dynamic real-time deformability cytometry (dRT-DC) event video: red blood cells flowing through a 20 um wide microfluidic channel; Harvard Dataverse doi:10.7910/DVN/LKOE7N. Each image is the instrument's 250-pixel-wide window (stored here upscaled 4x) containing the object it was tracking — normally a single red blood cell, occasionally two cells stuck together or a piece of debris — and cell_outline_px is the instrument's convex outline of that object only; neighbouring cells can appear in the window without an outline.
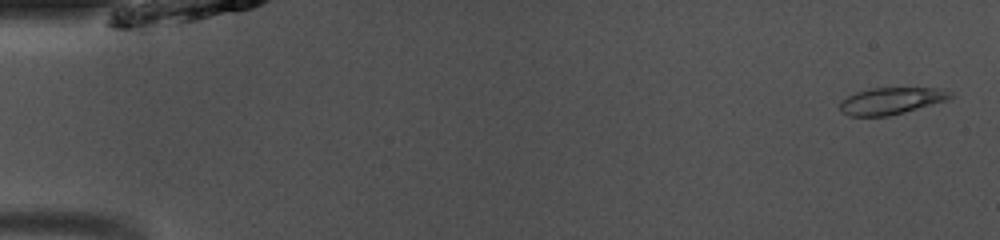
{"species": "common noctule bat (a hibernating species)", "species_latin": "Nyctalus noctula", "temperature_condition": "room temperature", "stored_images_in_passage": 49, "camera_frame_rate_fps": 3000, "um_per_image_px": 0.085, "animal": {"sex": "male", "body_mass_g": 13.0, "forearm_length_mm": 53.1}, "frame": {"image": 1, "passage_image": 2, "time_ms": 0.333, "image_size_px": [1000, 240], "cell_outline_px": [[952, 96], [944, 100], [904, 112], [888, 116], [848, 116], [840, 112], [840, 100], [856, 92], [872, 88], [944, 88], [952, 92]], "centroid_in_image_um": [75.69, 8.57], "position_along_channel_um": 9.3, "area_um2": 17.11}}
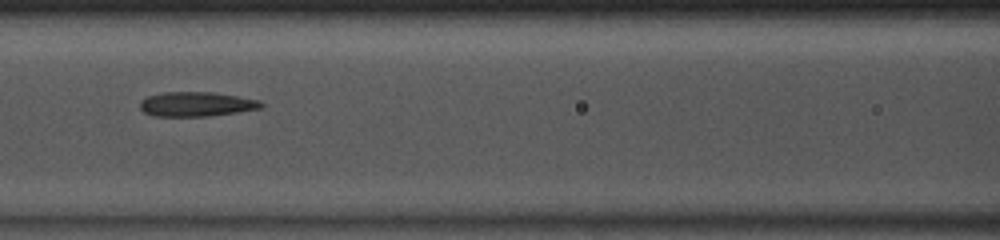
{"frame": {"image": 2, "passage_image": 22, "time_ms": 7.0, "image_size_px": [1000, 240], "cell_outline_px": [[264, 108], [208, 116], [152, 116], [144, 112], [140, 108], [140, 100], [148, 96], [164, 92], [212, 92], [260, 100], [264, 104]], "centroid_in_image_um": [16.69, 8.85], "position_along_channel_um": 149.9, "area_um2": 17.34}}
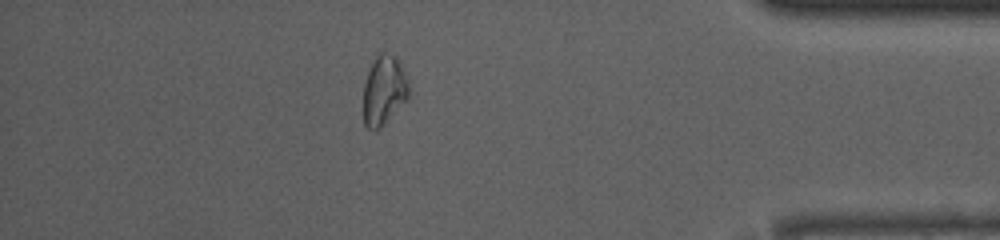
{"frame": {"image": 3, "passage_image": 43, "time_ms": 14.0, "image_size_px": [1000, 240], "cell_outline_px": [[408, 96], [380, 128], [368, 128], [364, 124], [364, 84], [368, 72], [376, 56], [380, 52], [384, 52], [396, 56], [400, 60], [408, 76]], "centroid_in_image_um": [32.65, 7.61], "position_along_channel_um": 402.6, "area_um2": 18.09}, "authors_computed_cell_mechanics": {"area_um2": 17.629, "velocity_mm_per_s": 4.0982, "shape_relaxation_time_tau1_ms": null, "shape_relaxation_time_tau2_ms": 7.4909, "deformation_change_tau1": null, "deformation_change_tau2": 0.159}}